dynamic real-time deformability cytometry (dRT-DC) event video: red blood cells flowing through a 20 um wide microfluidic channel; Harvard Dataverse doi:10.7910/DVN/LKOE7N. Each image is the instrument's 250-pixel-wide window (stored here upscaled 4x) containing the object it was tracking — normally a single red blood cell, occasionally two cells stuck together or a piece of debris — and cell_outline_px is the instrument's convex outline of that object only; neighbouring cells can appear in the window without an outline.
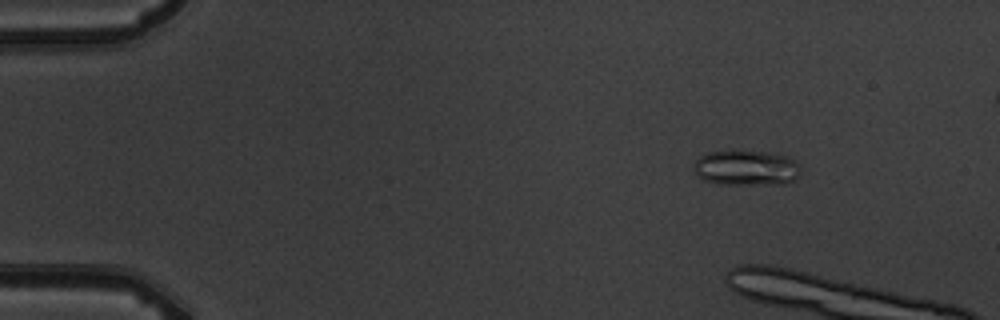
{"species": "common noctule bat (a hibernating species)", "species_latin": "Nyctalus noctula", "temperature_condition": "warm", "stored_images_in_passage": 7, "camera_frame_rate_fps": 3000, "um_per_image_px": 0.085, "animal": {"sex": "male", "body_mass_g": 19.5, "forearm_length_mm": 54.6}, "frame": {"image": 1, "passage_image": 2, "time_ms": 1.0, "image_size_px": [1000, 320], "cell_outline_px": [[800, 176], [796, 180], [784, 184], [716, 184], [704, 180], [692, 168], [696, 160], [700, 156], [708, 152], [732, 148], [768, 152], [788, 156], [796, 160], [800, 164]], "centroid_in_image_um": [63.46, 14.23], "position_along_channel_um": 21.5, "area_um2": 22.89}}